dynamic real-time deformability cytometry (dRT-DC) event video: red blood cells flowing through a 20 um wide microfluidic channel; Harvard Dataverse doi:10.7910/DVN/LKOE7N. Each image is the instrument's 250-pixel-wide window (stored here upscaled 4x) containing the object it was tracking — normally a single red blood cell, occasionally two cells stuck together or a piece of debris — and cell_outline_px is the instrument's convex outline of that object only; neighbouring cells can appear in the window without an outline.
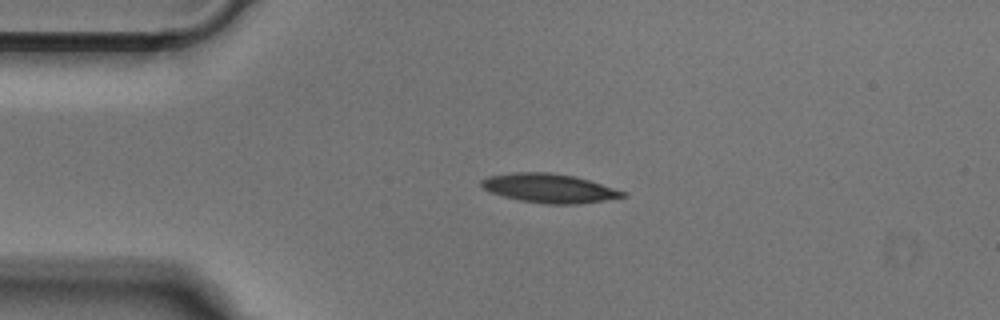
{"species": "Egyptian fruit bat (a non-hibernating species)", "species_latin": "Rousettus aegyptiacus", "temperature_condition": "cold", "stored_images_in_passage": 41, "camera_frame_rate_fps": 3000, "um_per_image_px": 0.085, "animal": {"sex": "male"}, "frame": {"image": 1, "passage_image": 1, "time_ms": 0.0, "image_size_px": [1000, 320], "cell_outline_px": [[628, 196], [580, 204], [548, 204], [520, 200], [504, 196], [492, 192], [484, 188], [480, 184], [480, 180], [488, 176], [516, 172], [548, 172], [576, 176], [628, 192]], "centroid_in_image_um": [46.73, 15.99], "position_along_channel_um": 38.3, "area_um2": 23.87}}
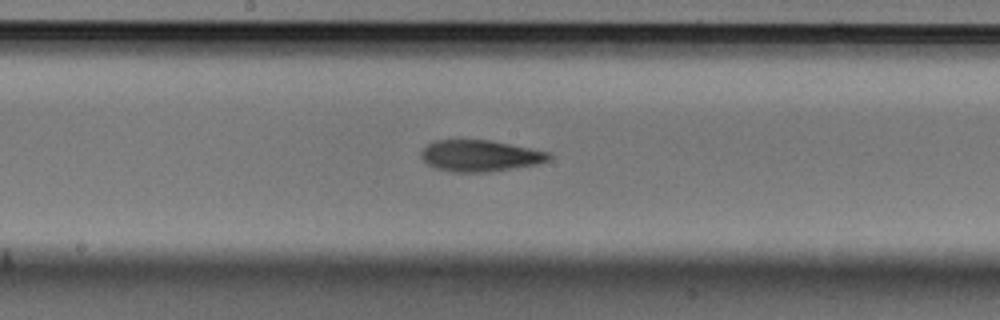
{"frame": {"image": 2, "passage_image": 16, "time_ms": 5.0, "image_size_px": [1000, 320], "cell_outline_px": [[552, 156], [548, 160], [536, 164], [488, 172], [452, 172], [436, 168], [420, 160], [420, 152], [432, 140], [488, 140], [548, 152]], "centroid_in_image_um": [40.72, 13.24], "position_along_channel_um": 207.5, "area_um2": 23.18}}
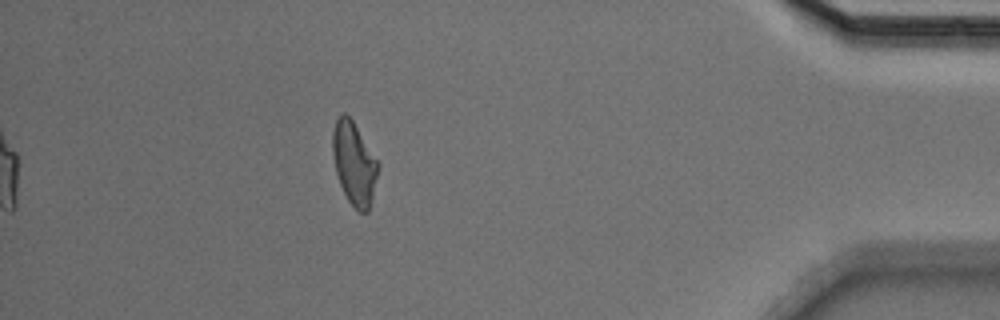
{"frame": {"image": 3, "passage_image": 35, "time_ms": 11.333, "image_size_px": [1000, 320], "cell_outline_px": [[380, 164], [368, 212], [360, 212], [348, 200], [340, 184], [336, 172], [332, 152], [332, 132], [336, 120], [340, 112], [344, 112], [352, 120]], "centroid_in_image_um": [30.09, 13.85], "position_along_channel_um": 405.1, "area_um2": 21.68}}